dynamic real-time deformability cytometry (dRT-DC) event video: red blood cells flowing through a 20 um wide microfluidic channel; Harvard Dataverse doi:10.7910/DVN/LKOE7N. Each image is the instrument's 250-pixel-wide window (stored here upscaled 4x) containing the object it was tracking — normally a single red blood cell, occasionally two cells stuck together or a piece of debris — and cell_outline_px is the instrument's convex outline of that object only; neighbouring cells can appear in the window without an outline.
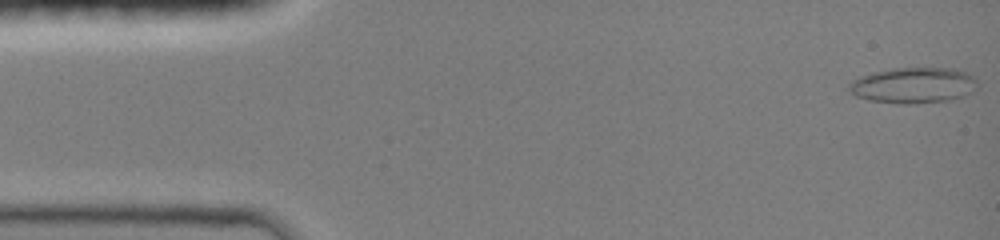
{"species": "common noctule bat (a hibernating species)", "species_latin": "Nyctalus noctula", "temperature_condition": "room temperature", "stored_images_in_passage": 16, "camera_frame_rate_fps": 3000, "um_per_image_px": 0.085, "animal": {"sex": "female", "body_mass_g": 19.0, "forearm_length_mm": 51.5}, "frame": {"image": 1, "passage_image": 1, "time_ms": 0.0, "image_size_px": [1000, 240], "cell_outline_px": [[976, 88], [964, 96], [948, 100], [912, 104], [900, 104], [868, 100], [856, 96], [848, 88], [848, 84], [852, 80], [860, 76], [872, 72], [896, 68], [952, 68], [964, 72], [972, 76], [976, 80]], "centroid_in_image_um": [77.6, 7.25], "position_along_channel_um": 7.4, "area_um2": 26.7}}
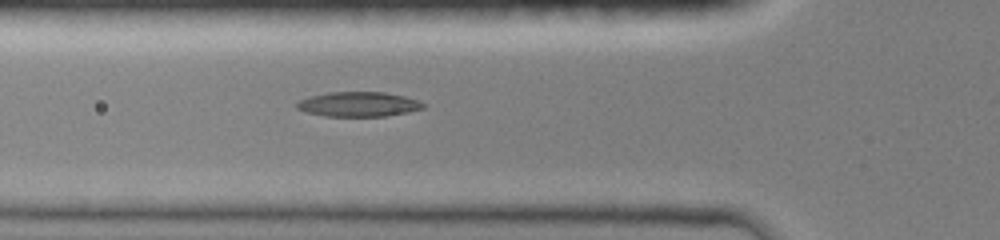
{"frame": {"image": 2, "passage_image": 13, "time_ms": 5.0, "image_size_px": [1000, 240], "cell_outline_px": [[424, 108], [408, 112], [388, 116], [324, 116], [308, 112], [296, 108], [296, 104], [300, 100], [312, 96], [328, 92], [384, 92], [404, 96], [416, 100], [424, 104]], "centroid_in_image_um": [30.48, 8.86], "position_along_channel_um": 95.3, "area_um2": 18.03}}
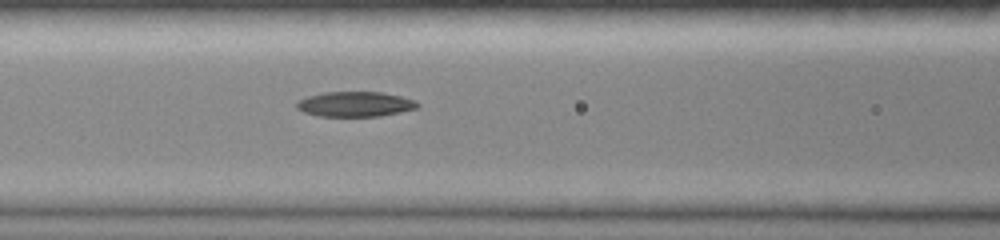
{"frame": {"image": 3, "passage_image": 16, "time_ms": 6.0, "image_size_px": [1000, 240], "cell_outline_px": [[420, 104], [416, 108], [400, 112], [380, 116], [320, 116], [304, 112], [296, 108], [296, 104], [300, 100], [308, 96], [324, 92], [380, 92], [400, 96], [416, 100]], "centroid_in_image_um": [30.2, 8.85], "position_along_channel_um": 136.4, "area_um2": 17.51}}